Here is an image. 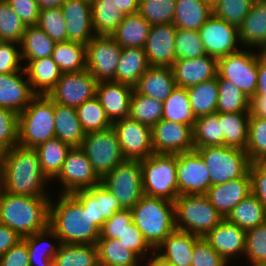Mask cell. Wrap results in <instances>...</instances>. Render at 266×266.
Here are the masks:
<instances>
[{
	"mask_svg": "<svg viewBox=\"0 0 266 266\" xmlns=\"http://www.w3.org/2000/svg\"><path fill=\"white\" fill-rule=\"evenodd\" d=\"M47 180L35 149L17 145L7 150L0 170L2 190L16 195L50 196L44 190Z\"/></svg>",
	"mask_w": 266,
	"mask_h": 266,
	"instance_id": "1",
	"label": "cell"
},
{
	"mask_svg": "<svg viewBox=\"0 0 266 266\" xmlns=\"http://www.w3.org/2000/svg\"><path fill=\"white\" fill-rule=\"evenodd\" d=\"M57 200L56 204L50 200L49 227L60 243L96 245L100 228L92 222L88 210H84L71 194L60 193Z\"/></svg>",
	"mask_w": 266,
	"mask_h": 266,
	"instance_id": "2",
	"label": "cell"
},
{
	"mask_svg": "<svg viewBox=\"0 0 266 266\" xmlns=\"http://www.w3.org/2000/svg\"><path fill=\"white\" fill-rule=\"evenodd\" d=\"M48 196H24L0 188V224L13 229L21 238L49 226Z\"/></svg>",
	"mask_w": 266,
	"mask_h": 266,
	"instance_id": "3",
	"label": "cell"
},
{
	"mask_svg": "<svg viewBox=\"0 0 266 266\" xmlns=\"http://www.w3.org/2000/svg\"><path fill=\"white\" fill-rule=\"evenodd\" d=\"M130 211L133 223L154 250L176 229L173 201L143 195Z\"/></svg>",
	"mask_w": 266,
	"mask_h": 266,
	"instance_id": "4",
	"label": "cell"
},
{
	"mask_svg": "<svg viewBox=\"0 0 266 266\" xmlns=\"http://www.w3.org/2000/svg\"><path fill=\"white\" fill-rule=\"evenodd\" d=\"M55 103L47 95H36L18 114V145L36 148L55 137Z\"/></svg>",
	"mask_w": 266,
	"mask_h": 266,
	"instance_id": "5",
	"label": "cell"
},
{
	"mask_svg": "<svg viewBox=\"0 0 266 266\" xmlns=\"http://www.w3.org/2000/svg\"><path fill=\"white\" fill-rule=\"evenodd\" d=\"M174 204L176 229L199 237L224 219L206 195H179Z\"/></svg>",
	"mask_w": 266,
	"mask_h": 266,
	"instance_id": "6",
	"label": "cell"
},
{
	"mask_svg": "<svg viewBox=\"0 0 266 266\" xmlns=\"http://www.w3.org/2000/svg\"><path fill=\"white\" fill-rule=\"evenodd\" d=\"M140 165L144 195L174 202L179 196L176 154L153 153Z\"/></svg>",
	"mask_w": 266,
	"mask_h": 266,
	"instance_id": "7",
	"label": "cell"
},
{
	"mask_svg": "<svg viewBox=\"0 0 266 266\" xmlns=\"http://www.w3.org/2000/svg\"><path fill=\"white\" fill-rule=\"evenodd\" d=\"M203 158L210 174L211 186L243 177L250 168V159L244 150L225 145L195 149Z\"/></svg>",
	"mask_w": 266,
	"mask_h": 266,
	"instance_id": "8",
	"label": "cell"
},
{
	"mask_svg": "<svg viewBox=\"0 0 266 266\" xmlns=\"http://www.w3.org/2000/svg\"><path fill=\"white\" fill-rule=\"evenodd\" d=\"M80 148L100 179L126 160L113 127L87 133Z\"/></svg>",
	"mask_w": 266,
	"mask_h": 266,
	"instance_id": "9",
	"label": "cell"
},
{
	"mask_svg": "<svg viewBox=\"0 0 266 266\" xmlns=\"http://www.w3.org/2000/svg\"><path fill=\"white\" fill-rule=\"evenodd\" d=\"M101 184L117 199L123 209L133 208L144 195L139 160H125L101 179Z\"/></svg>",
	"mask_w": 266,
	"mask_h": 266,
	"instance_id": "10",
	"label": "cell"
},
{
	"mask_svg": "<svg viewBox=\"0 0 266 266\" xmlns=\"http://www.w3.org/2000/svg\"><path fill=\"white\" fill-rule=\"evenodd\" d=\"M244 49L241 48V50L218 59L217 77L229 80L248 98H251L257 91L258 52L254 53V51Z\"/></svg>",
	"mask_w": 266,
	"mask_h": 266,
	"instance_id": "11",
	"label": "cell"
},
{
	"mask_svg": "<svg viewBox=\"0 0 266 266\" xmlns=\"http://www.w3.org/2000/svg\"><path fill=\"white\" fill-rule=\"evenodd\" d=\"M122 47L109 35H95L86 44V69L98 81H115Z\"/></svg>",
	"mask_w": 266,
	"mask_h": 266,
	"instance_id": "12",
	"label": "cell"
},
{
	"mask_svg": "<svg viewBox=\"0 0 266 266\" xmlns=\"http://www.w3.org/2000/svg\"><path fill=\"white\" fill-rule=\"evenodd\" d=\"M98 81L87 69L79 72L62 73L48 97L62 106L78 107L96 96Z\"/></svg>",
	"mask_w": 266,
	"mask_h": 266,
	"instance_id": "13",
	"label": "cell"
},
{
	"mask_svg": "<svg viewBox=\"0 0 266 266\" xmlns=\"http://www.w3.org/2000/svg\"><path fill=\"white\" fill-rule=\"evenodd\" d=\"M176 172L179 195H206L211 187L208 168L195 149L176 154Z\"/></svg>",
	"mask_w": 266,
	"mask_h": 266,
	"instance_id": "14",
	"label": "cell"
},
{
	"mask_svg": "<svg viewBox=\"0 0 266 266\" xmlns=\"http://www.w3.org/2000/svg\"><path fill=\"white\" fill-rule=\"evenodd\" d=\"M62 184L61 194L87 190L101 183L90 161L80 147H72L67 153L62 169L55 178Z\"/></svg>",
	"mask_w": 266,
	"mask_h": 266,
	"instance_id": "15",
	"label": "cell"
},
{
	"mask_svg": "<svg viewBox=\"0 0 266 266\" xmlns=\"http://www.w3.org/2000/svg\"><path fill=\"white\" fill-rule=\"evenodd\" d=\"M126 160H143L154 153L151 127L130 117L112 123Z\"/></svg>",
	"mask_w": 266,
	"mask_h": 266,
	"instance_id": "16",
	"label": "cell"
},
{
	"mask_svg": "<svg viewBox=\"0 0 266 266\" xmlns=\"http://www.w3.org/2000/svg\"><path fill=\"white\" fill-rule=\"evenodd\" d=\"M152 147L156 154H179L194 150L192 127L161 119L151 128Z\"/></svg>",
	"mask_w": 266,
	"mask_h": 266,
	"instance_id": "17",
	"label": "cell"
},
{
	"mask_svg": "<svg viewBox=\"0 0 266 266\" xmlns=\"http://www.w3.org/2000/svg\"><path fill=\"white\" fill-rule=\"evenodd\" d=\"M207 55L217 59L238 51V28L212 15L198 30Z\"/></svg>",
	"mask_w": 266,
	"mask_h": 266,
	"instance_id": "18",
	"label": "cell"
},
{
	"mask_svg": "<svg viewBox=\"0 0 266 266\" xmlns=\"http://www.w3.org/2000/svg\"><path fill=\"white\" fill-rule=\"evenodd\" d=\"M176 31L173 23L151 25L143 47L149 66L172 67L176 60Z\"/></svg>",
	"mask_w": 266,
	"mask_h": 266,
	"instance_id": "19",
	"label": "cell"
},
{
	"mask_svg": "<svg viewBox=\"0 0 266 266\" xmlns=\"http://www.w3.org/2000/svg\"><path fill=\"white\" fill-rule=\"evenodd\" d=\"M62 15L66 20L68 41L88 44L95 36L91 1L89 0H64L61 5Z\"/></svg>",
	"mask_w": 266,
	"mask_h": 266,
	"instance_id": "20",
	"label": "cell"
},
{
	"mask_svg": "<svg viewBox=\"0 0 266 266\" xmlns=\"http://www.w3.org/2000/svg\"><path fill=\"white\" fill-rule=\"evenodd\" d=\"M171 68L176 86L188 88L217 77L218 59L207 54L195 59H176Z\"/></svg>",
	"mask_w": 266,
	"mask_h": 266,
	"instance_id": "21",
	"label": "cell"
},
{
	"mask_svg": "<svg viewBox=\"0 0 266 266\" xmlns=\"http://www.w3.org/2000/svg\"><path fill=\"white\" fill-rule=\"evenodd\" d=\"M132 93V86L123 83L115 81L98 82L96 97L111 123L129 117Z\"/></svg>",
	"mask_w": 266,
	"mask_h": 266,
	"instance_id": "22",
	"label": "cell"
},
{
	"mask_svg": "<svg viewBox=\"0 0 266 266\" xmlns=\"http://www.w3.org/2000/svg\"><path fill=\"white\" fill-rule=\"evenodd\" d=\"M25 69L14 73H0V107L20 114L36 96L33 92Z\"/></svg>",
	"mask_w": 266,
	"mask_h": 266,
	"instance_id": "23",
	"label": "cell"
},
{
	"mask_svg": "<svg viewBox=\"0 0 266 266\" xmlns=\"http://www.w3.org/2000/svg\"><path fill=\"white\" fill-rule=\"evenodd\" d=\"M252 193L251 177L248 171L243 177L212 185L206 196L213 207L225 219L231 210Z\"/></svg>",
	"mask_w": 266,
	"mask_h": 266,
	"instance_id": "24",
	"label": "cell"
},
{
	"mask_svg": "<svg viewBox=\"0 0 266 266\" xmlns=\"http://www.w3.org/2000/svg\"><path fill=\"white\" fill-rule=\"evenodd\" d=\"M211 247L228 263L236 255H244L246 231L223 219L203 237Z\"/></svg>",
	"mask_w": 266,
	"mask_h": 266,
	"instance_id": "25",
	"label": "cell"
},
{
	"mask_svg": "<svg viewBox=\"0 0 266 266\" xmlns=\"http://www.w3.org/2000/svg\"><path fill=\"white\" fill-rule=\"evenodd\" d=\"M172 68L149 67L132 86L133 92L164 102L176 88Z\"/></svg>",
	"mask_w": 266,
	"mask_h": 266,
	"instance_id": "26",
	"label": "cell"
},
{
	"mask_svg": "<svg viewBox=\"0 0 266 266\" xmlns=\"http://www.w3.org/2000/svg\"><path fill=\"white\" fill-rule=\"evenodd\" d=\"M198 238L199 236L175 229L155 251L176 266H191L193 247Z\"/></svg>",
	"mask_w": 266,
	"mask_h": 266,
	"instance_id": "27",
	"label": "cell"
},
{
	"mask_svg": "<svg viewBox=\"0 0 266 266\" xmlns=\"http://www.w3.org/2000/svg\"><path fill=\"white\" fill-rule=\"evenodd\" d=\"M24 69L36 95H48L62 75L59 66L51 56L30 60L24 65Z\"/></svg>",
	"mask_w": 266,
	"mask_h": 266,
	"instance_id": "28",
	"label": "cell"
},
{
	"mask_svg": "<svg viewBox=\"0 0 266 266\" xmlns=\"http://www.w3.org/2000/svg\"><path fill=\"white\" fill-rule=\"evenodd\" d=\"M212 15V5L204 0H176L172 23L179 29L198 31Z\"/></svg>",
	"mask_w": 266,
	"mask_h": 266,
	"instance_id": "29",
	"label": "cell"
},
{
	"mask_svg": "<svg viewBox=\"0 0 266 266\" xmlns=\"http://www.w3.org/2000/svg\"><path fill=\"white\" fill-rule=\"evenodd\" d=\"M238 32L242 47L260 49L266 43V4L252 5Z\"/></svg>",
	"mask_w": 266,
	"mask_h": 266,
	"instance_id": "30",
	"label": "cell"
},
{
	"mask_svg": "<svg viewBox=\"0 0 266 266\" xmlns=\"http://www.w3.org/2000/svg\"><path fill=\"white\" fill-rule=\"evenodd\" d=\"M151 24L138 12L125 15L123 21L111 37L122 47L143 48L149 35Z\"/></svg>",
	"mask_w": 266,
	"mask_h": 266,
	"instance_id": "31",
	"label": "cell"
},
{
	"mask_svg": "<svg viewBox=\"0 0 266 266\" xmlns=\"http://www.w3.org/2000/svg\"><path fill=\"white\" fill-rule=\"evenodd\" d=\"M55 137L71 147H80L86 133L82 129L74 107L55 103Z\"/></svg>",
	"mask_w": 266,
	"mask_h": 266,
	"instance_id": "32",
	"label": "cell"
},
{
	"mask_svg": "<svg viewBox=\"0 0 266 266\" xmlns=\"http://www.w3.org/2000/svg\"><path fill=\"white\" fill-rule=\"evenodd\" d=\"M48 238L55 239L59 243L55 246L53 243L47 242ZM22 239L27 245L30 266H53L54 257L61 243L59 237L49 226L42 231L25 236Z\"/></svg>",
	"mask_w": 266,
	"mask_h": 266,
	"instance_id": "33",
	"label": "cell"
},
{
	"mask_svg": "<svg viewBox=\"0 0 266 266\" xmlns=\"http://www.w3.org/2000/svg\"><path fill=\"white\" fill-rule=\"evenodd\" d=\"M149 67L143 48H122L116 69V82L133 86Z\"/></svg>",
	"mask_w": 266,
	"mask_h": 266,
	"instance_id": "34",
	"label": "cell"
},
{
	"mask_svg": "<svg viewBox=\"0 0 266 266\" xmlns=\"http://www.w3.org/2000/svg\"><path fill=\"white\" fill-rule=\"evenodd\" d=\"M71 148L69 144L56 137L34 148L39 157L41 170L48 180H54L58 176Z\"/></svg>",
	"mask_w": 266,
	"mask_h": 266,
	"instance_id": "35",
	"label": "cell"
},
{
	"mask_svg": "<svg viewBox=\"0 0 266 266\" xmlns=\"http://www.w3.org/2000/svg\"><path fill=\"white\" fill-rule=\"evenodd\" d=\"M225 219L247 231L266 222V207L251 193L239 202Z\"/></svg>",
	"mask_w": 266,
	"mask_h": 266,
	"instance_id": "36",
	"label": "cell"
},
{
	"mask_svg": "<svg viewBox=\"0 0 266 266\" xmlns=\"http://www.w3.org/2000/svg\"><path fill=\"white\" fill-rule=\"evenodd\" d=\"M186 89L195 118L216 112L219 93L218 77Z\"/></svg>",
	"mask_w": 266,
	"mask_h": 266,
	"instance_id": "37",
	"label": "cell"
},
{
	"mask_svg": "<svg viewBox=\"0 0 266 266\" xmlns=\"http://www.w3.org/2000/svg\"><path fill=\"white\" fill-rule=\"evenodd\" d=\"M54 42L37 25L27 26L20 43L21 58L26 61L50 57L54 50Z\"/></svg>",
	"mask_w": 266,
	"mask_h": 266,
	"instance_id": "38",
	"label": "cell"
},
{
	"mask_svg": "<svg viewBox=\"0 0 266 266\" xmlns=\"http://www.w3.org/2000/svg\"><path fill=\"white\" fill-rule=\"evenodd\" d=\"M97 246L93 244L61 243L54 257L53 266H97Z\"/></svg>",
	"mask_w": 266,
	"mask_h": 266,
	"instance_id": "39",
	"label": "cell"
},
{
	"mask_svg": "<svg viewBox=\"0 0 266 266\" xmlns=\"http://www.w3.org/2000/svg\"><path fill=\"white\" fill-rule=\"evenodd\" d=\"M91 14L95 35L111 36L125 17L112 0H92Z\"/></svg>",
	"mask_w": 266,
	"mask_h": 266,
	"instance_id": "40",
	"label": "cell"
},
{
	"mask_svg": "<svg viewBox=\"0 0 266 266\" xmlns=\"http://www.w3.org/2000/svg\"><path fill=\"white\" fill-rule=\"evenodd\" d=\"M249 117V112L219 113L225 146L245 151L248 142Z\"/></svg>",
	"mask_w": 266,
	"mask_h": 266,
	"instance_id": "41",
	"label": "cell"
},
{
	"mask_svg": "<svg viewBox=\"0 0 266 266\" xmlns=\"http://www.w3.org/2000/svg\"><path fill=\"white\" fill-rule=\"evenodd\" d=\"M51 57L62 73L79 72L86 69V45L82 43L57 42Z\"/></svg>",
	"mask_w": 266,
	"mask_h": 266,
	"instance_id": "42",
	"label": "cell"
},
{
	"mask_svg": "<svg viewBox=\"0 0 266 266\" xmlns=\"http://www.w3.org/2000/svg\"><path fill=\"white\" fill-rule=\"evenodd\" d=\"M99 262L108 266H138L139 256L121 244L118 239L99 238L97 243Z\"/></svg>",
	"mask_w": 266,
	"mask_h": 266,
	"instance_id": "43",
	"label": "cell"
},
{
	"mask_svg": "<svg viewBox=\"0 0 266 266\" xmlns=\"http://www.w3.org/2000/svg\"><path fill=\"white\" fill-rule=\"evenodd\" d=\"M192 131L194 149L224 145L222 122L217 112L196 118Z\"/></svg>",
	"mask_w": 266,
	"mask_h": 266,
	"instance_id": "44",
	"label": "cell"
},
{
	"mask_svg": "<svg viewBox=\"0 0 266 266\" xmlns=\"http://www.w3.org/2000/svg\"><path fill=\"white\" fill-rule=\"evenodd\" d=\"M162 119L193 127L196 118L193 115L186 88L176 87L163 102Z\"/></svg>",
	"mask_w": 266,
	"mask_h": 266,
	"instance_id": "45",
	"label": "cell"
},
{
	"mask_svg": "<svg viewBox=\"0 0 266 266\" xmlns=\"http://www.w3.org/2000/svg\"><path fill=\"white\" fill-rule=\"evenodd\" d=\"M163 102L142 94L132 93L129 117L153 127L162 119Z\"/></svg>",
	"mask_w": 266,
	"mask_h": 266,
	"instance_id": "46",
	"label": "cell"
},
{
	"mask_svg": "<svg viewBox=\"0 0 266 266\" xmlns=\"http://www.w3.org/2000/svg\"><path fill=\"white\" fill-rule=\"evenodd\" d=\"M217 113L249 112L250 98L229 80L218 79Z\"/></svg>",
	"mask_w": 266,
	"mask_h": 266,
	"instance_id": "47",
	"label": "cell"
},
{
	"mask_svg": "<svg viewBox=\"0 0 266 266\" xmlns=\"http://www.w3.org/2000/svg\"><path fill=\"white\" fill-rule=\"evenodd\" d=\"M75 109L82 129L86 134L112 127V123L107 118L105 111L96 96L92 99L86 100Z\"/></svg>",
	"mask_w": 266,
	"mask_h": 266,
	"instance_id": "48",
	"label": "cell"
},
{
	"mask_svg": "<svg viewBox=\"0 0 266 266\" xmlns=\"http://www.w3.org/2000/svg\"><path fill=\"white\" fill-rule=\"evenodd\" d=\"M250 162H266V118L250 116L245 149Z\"/></svg>",
	"mask_w": 266,
	"mask_h": 266,
	"instance_id": "49",
	"label": "cell"
},
{
	"mask_svg": "<svg viewBox=\"0 0 266 266\" xmlns=\"http://www.w3.org/2000/svg\"><path fill=\"white\" fill-rule=\"evenodd\" d=\"M176 0H139L138 13L151 25L174 20Z\"/></svg>",
	"mask_w": 266,
	"mask_h": 266,
	"instance_id": "50",
	"label": "cell"
},
{
	"mask_svg": "<svg viewBox=\"0 0 266 266\" xmlns=\"http://www.w3.org/2000/svg\"><path fill=\"white\" fill-rule=\"evenodd\" d=\"M26 26L6 0H0V41L21 43Z\"/></svg>",
	"mask_w": 266,
	"mask_h": 266,
	"instance_id": "51",
	"label": "cell"
},
{
	"mask_svg": "<svg viewBox=\"0 0 266 266\" xmlns=\"http://www.w3.org/2000/svg\"><path fill=\"white\" fill-rule=\"evenodd\" d=\"M54 41H68L66 20L62 15L61 7L40 9L36 24Z\"/></svg>",
	"mask_w": 266,
	"mask_h": 266,
	"instance_id": "52",
	"label": "cell"
},
{
	"mask_svg": "<svg viewBox=\"0 0 266 266\" xmlns=\"http://www.w3.org/2000/svg\"><path fill=\"white\" fill-rule=\"evenodd\" d=\"M251 6L250 0H218L212 10L215 17L239 28Z\"/></svg>",
	"mask_w": 266,
	"mask_h": 266,
	"instance_id": "53",
	"label": "cell"
},
{
	"mask_svg": "<svg viewBox=\"0 0 266 266\" xmlns=\"http://www.w3.org/2000/svg\"><path fill=\"white\" fill-rule=\"evenodd\" d=\"M176 59H195L206 55L197 30L177 28L175 36Z\"/></svg>",
	"mask_w": 266,
	"mask_h": 266,
	"instance_id": "54",
	"label": "cell"
},
{
	"mask_svg": "<svg viewBox=\"0 0 266 266\" xmlns=\"http://www.w3.org/2000/svg\"><path fill=\"white\" fill-rule=\"evenodd\" d=\"M244 255L250 263L266 262V222L246 231Z\"/></svg>",
	"mask_w": 266,
	"mask_h": 266,
	"instance_id": "55",
	"label": "cell"
},
{
	"mask_svg": "<svg viewBox=\"0 0 266 266\" xmlns=\"http://www.w3.org/2000/svg\"><path fill=\"white\" fill-rule=\"evenodd\" d=\"M18 114L0 107V143L7 149L18 145Z\"/></svg>",
	"mask_w": 266,
	"mask_h": 266,
	"instance_id": "56",
	"label": "cell"
},
{
	"mask_svg": "<svg viewBox=\"0 0 266 266\" xmlns=\"http://www.w3.org/2000/svg\"><path fill=\"white\" fill-rule=\"evenodd\" d=\"M192 255L191 266H228V262L203 237L195 241Z\"/></svg>",
	"mask_w": 266,
	"mask_h": 266,
	"instance_id": "57",
	"label": "cell"
},
{
	"mask_svg": "<svg viewBox=\"0 0 266 266\" xmlns=\"http://www.w3.org/2000/svg\"><path fill=\"white\" fill-rule=\"evenodd\" d=\"M118 240L121 244H124L127 248L136 253L141 258V261L142 257L146 258L145 255H147V251H151L152 253L155 251L133 222L119 235Z\"/></svg>",
	"mask_w": 266,
	"mask_h": 266,
	"instance_id": "58",
	"label": "cell"
},
{
	"mask_svg": "<svg viewBox=\"0 0 266 266\" xmlns=\"http://www.w3.org/2000/svg\"><path fill=\"white\" fill-rule=\"evenodd\" d=\"M20 44L0 41V73H14L24 68L20 64L21 50L16 48Z\"/></svg>",
	"mask_w": 266,
	"mask_h": 266,
	"instance_id": "59",
	"label": "cell"
},
{
	"mask_svg": "<svg viewBox=\"0 0 266 266\" xmlns=\"http://www.w3.org/2000/svg\"><path fill=\"white\" fill-rule=\"evenodd\" d=\"M133 222L130 209L115 212L112 218L105 220L100 229V238L118 239L119 235Z\"/></svg>",
	"mask_w": 266,
	"mask_h": 266,
	"instance_id": "60",
	"label": "cell"
},
{
	"mask_svg": "<svg viewBox=\"0 0 266 266\" xmlns=\"http://www.w3.org/2000/svg\"><path fill=\"white\" fill-rule=\"evenodd\" d=\"M71 195L82 205L84 210H88L92 222L101 229L105 222L102 216L101 198H96L88 189L76 191Z\"/></svg>",
	"mask_w": 266,
	"mask_h": 266,
	"instance_id": "61",
	"label": "cell"
},
{
	"mask_svg": "<svg viewBox=\"0 0 266 266\" xmlns=\"http://www.w3.org/2000/svg\"><path fill=\"white\" fill-rule=\"evenodd\" d=\"M24 25L33 26L38 22L40 8L36 0H6Z\"/></svg>",
	"mask_w": 266,
	"mask_h": 266,
	"instance_id": "62",
	"label": "cell"
},
{
	"mask_svg": "<svg viewBox=\"0 0 266 266\" xmlns=\"http://www.w3.org/2000/svg\"><path fill=\"white\" fill-rule=\"evenodd\" d=\"M252 194L266 207V162L250 164Z\"/></svg>",
	"mask_w": 266,
	"mask_h": 266,
	"instance_id": "63",
	"label": "cell"
},
{
	"mask_svg": "<svg viewBox=\"0 0 266 266\" xmlns=\"http://www.w3.org/2000/svg\"><path fill=\"white\" fill-rule=\"evenodd\" d=\"M88 190L96 198H101L102 216L105 220L112 218L115 212L123 209L114 195L101 183Z\"/></svg>",
	"mask_w": 266,
	"mask_h": 266,
	"instance_id": "64",
	"label": "cell"
},
{
	"mask_svg": "<svg viewBox=\"0 0 266 266\" xmlns=\"http://www.w3.org/2000/svg\"><path fill=\"white\" fill-rule=\"evenodd\" d=\"M0 266H30L29 252L23 239L0 257Z\"/></svg>",
	"mask_w": 266,
	"mask_h": 266,
	"instance_id": "65",
	"label": "cell"
},
{
	"mask_svg": "<svg viewBox=\"0 0 266 266\" xmlns=\"http://www.w3.org/2000/svg\"><path fill=\"white\" fill-rule=\"evenodd\" d=\"M22 238L11 228L0 224V257Z\"/></svg>",
	"mask_w": 266,
	"mask_h": 266,
	"instance_id": "66",
	"label": "cell"
},
{
	"mask_svg": "<svg viewBox=\"0 0 266 266\" xmlns=\"http://www.w3.org/2000/svg\"><path fill=\"white\" fill-rule=\"evenodd\" d=\"M258 82L256 94L252 97H266V61L258 53Z\"/></svg>",
	"mask_w": 266,
	"mask_h": 266,
	"instance_id": "67",
	"label": "cell"
},
{
	"mask_svg": "<svg viewBox=\"0 0 266 266\" xmlns=\"http://www.w3.org/2000/svg\"><path fill=\"white\" fill-rule=\"evenodd\" d=\"M249 115L266 118V97H251Z\"/></svg>",
	"mask_w": 266,
	"mask_h": 266,
	"instance_id": "68",
	"label": "cell"
},
{
	"mask_svg": "<svg viewBox=\"0 0 266 266\" xmlns=\"http://www.w3.org/2000/svg\"><path fill=\"white\" fill-rule=\"evenodd\" d=\"M114 5L118 7L123 14H133L137 13L139 9V0H112Z\"/></svg>",
	"mask_w": 266,
	"mask_h": 266,
	"instance_id": "69",
	"label": "cell"
},
{
	"mask_svg": "<svg viewBox=\"0 0 266 266\" xmlns=\"http://www.w3.org/2000/svg\"><path fill=\"white\" fill-rule=\"evenodd\" d=\"M153 257L148 258L149 261L146 263V266H176L173 263L165 260L163 257H161L159 254L156 253V251L153 252Z\"/></svg>",
	"mask_w": 266,
	"mask_h": 266,
	"instance_id": "70",
	"label": "cell"
},
{
	"mask_svg": "<svg viewBox=\"0 0 266 266\" xmlns=\"http://www.w3.org/2000/svg\"><path fill=\"white\" fill-rule=\"evenodd\" d=\"M40 9L61 7L64 0H36Z\"/></svg>",
	"mask_w": 266,
	"mask_h": 266,
	"instance_id": "71",
	"label": "cell"
},
{
	"mask_svg": "<svg viewBox=\"0 0 266 266\" xmlns=\"http://www.w3.org/2000/svg\"><path fill=\"white\" fill-rule=\"evenodd\" d=\"M7 150L8 149L2 143H0V170L3 167Z\"/></svg>",
	"mask_w": 266,
	"mask_h": 266,
	"instance_id": "72",
	"label": "cell"
},
{
	"mask_svg": "<svg viewBox=\"0 0 266 266\" xmlns=\"http://www.w3.org/2000/svg\"><path fill=\"white\" fill-rule=\"evenodd\" d=\"M259 56L266 61V43L260 48Z\"/></svg>",
	"mask_w": 266,
	"mask_h": 266,
	"instance_id": "73",
	"label": "cell"
},
{
	"mask_svg": "<svg viewBox=\"0 0 266 266\" xmlns=\"http://www.w3.org/2000/svg\"><path fill=\"white\" fill-rule=\"evenodd\" d=\"M252 5L266 4V0H250Z\"/></svg>",
	"mask_w": 266,
	"mask_h": 266,
	"instance_id": "74",
	"label": "cell"
},
{
	"mask_svg": "<svg viewBox=\"0 0 266 266\" xmlns=\"http://www.w3.org/2000/svg\"><path fill=\"white\" fill-rule=\"evenodd\" d=\"M251 266H266V262L251 263Z\"/></svg>",
	"mask_w": 266,
	"mask_h": 266,
	"instance_id": "75",
	"label": "cell"
},
{
	"mask_svg": "<svg viewBox=\"0 0 266 266\" xmlns=\"http://www.w3.org/2000/svg\"><path fill=\"white\" fill-rule=\"evenodd\" d=\"M204 1L210 3L213 6L218 0H204Z\"/></svg>",
	"mask_w": 266,
	"mask_h": 266,
	"instance_id": "76",
	"label": "cell"
},
{
	"mask_svg": "<svg viewBox=\"0 0 266 266\" xmlns=\"http://www.w3.org/2000/svg\"><path fill=\"white\" fill-rule=\"evenodd\" d=\"M97 266H108V265H105V264H102V263H98Z\"/></svg>",
	"mask_w": 266,
	"mask_h": 266,
	"instance_id": "77",
	"label": "cell"
}]
</instances>
